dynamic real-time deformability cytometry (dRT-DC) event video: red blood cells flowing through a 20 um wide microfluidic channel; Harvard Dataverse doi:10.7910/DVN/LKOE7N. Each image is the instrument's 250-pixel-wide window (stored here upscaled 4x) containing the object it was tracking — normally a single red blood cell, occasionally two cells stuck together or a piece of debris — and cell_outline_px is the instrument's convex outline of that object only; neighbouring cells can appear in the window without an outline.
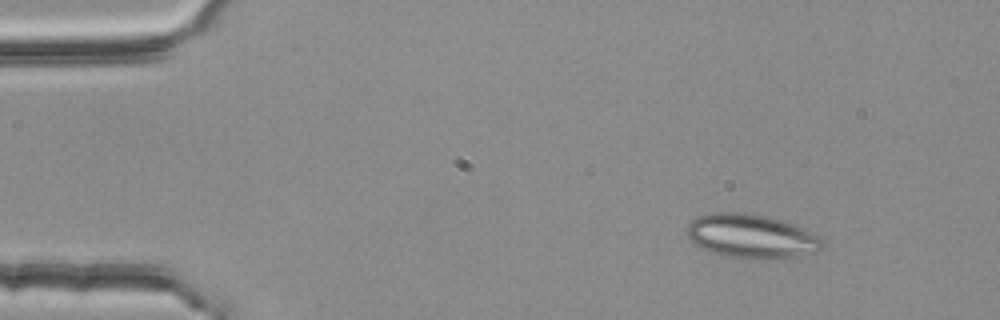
{"species": "common noctule bat (a hibernating species)", "species_latin": "Nyctalus noctula", "temperature_condition": "room temperature", "stored_images_in_passage": 3, "camera_frame_rate_fps": 3000, "um_per_image_px": 0.085, "animal": {"sex": "female", "body_mass_g": 25.1}, "frame": {"image": 1, "passage_image": 1, "time_ms": 0.0, "image_size_px": [1000, 320], "cell_outline_px": [[824, 248], [816, 252], [784, 260], [752, 260], [724, 256], [712, 252], [692, 244], [688, 240], [688, 224], [692, 220], [708, 212], [744, 212], [784, 220], [804, 228], [820, 236], [824, 240]], "centroid_in_image_um": [63.92, 20.11], "position_along_channel_um": 21.1, "area_um2": 35.78}}